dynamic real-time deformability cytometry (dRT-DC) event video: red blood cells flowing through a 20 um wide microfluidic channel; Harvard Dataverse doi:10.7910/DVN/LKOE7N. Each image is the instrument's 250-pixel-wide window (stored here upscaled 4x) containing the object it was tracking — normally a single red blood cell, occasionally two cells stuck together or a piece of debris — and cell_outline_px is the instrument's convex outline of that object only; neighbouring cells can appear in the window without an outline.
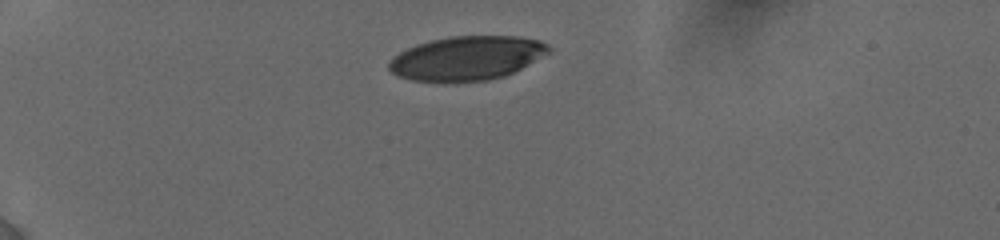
{"species": "human", "species_latin": "Homo sapiens", "temperature_condition": "cold", "stored_images_in_passage": 11, "camera_frame_rate_fps": 3000, "um_per_image_px": 0.085, "donor": {"sex": "female"}, "frame": {"image": 1, "passage_image": 1, "time_ms": 0.0, "image_size_px": [1000, 240], "cell_outline_px": [[552, 52], [504, 76], [488, 80], [456, 84], [440, 84], [412, 80], [396, 76], [388, 68], [388, 64], [400, 52], [416, 44], [432, 40], [452, 36], [516, 36], [540, 40], [548, 44], [552, 48]], "centroid_in_image_um": [39.68, 4.98], "position_along_channel_um": 45.3, "area_um2": 41.73}}